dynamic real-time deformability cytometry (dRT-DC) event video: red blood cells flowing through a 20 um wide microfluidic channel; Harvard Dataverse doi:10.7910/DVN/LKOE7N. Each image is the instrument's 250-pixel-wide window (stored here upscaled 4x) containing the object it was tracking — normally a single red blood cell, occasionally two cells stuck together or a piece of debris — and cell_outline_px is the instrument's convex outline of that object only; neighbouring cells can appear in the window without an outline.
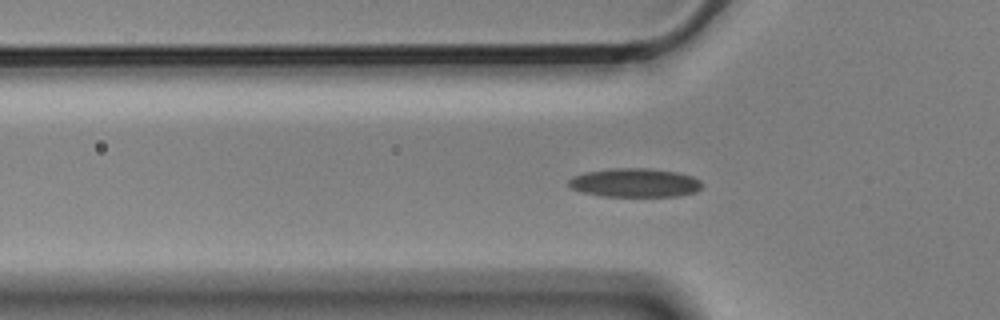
{"species": "Egyptian fruit bat (a non-hibernating species)", "species_latin": "Rousettus aegyptiacus", "temperature_condition": "cold", "stored_images_in_passage": 43, "camera_frame_rate_fps": 3000, "um_per_image_px": 0.085, "animal": {"sex": "male"}, "frame": {"image": 1, "passage_image": 14, "time_ms": 4.333, "image_size_px": [1000, 320], "cell_outline_px": [[704, 184], [696, 192], [676, 196], [604, 196], [584, 192], [572, 188], [568, 184], [568, 180], [572, 176], [584, 172], [612, 168], [648, 168], [676, 172], [692, 176], [700, 180]], "centroid_in_image_um": [53.97, 15.52], "position_along_channel_um": 71.8, "area_um2": 22.37}}
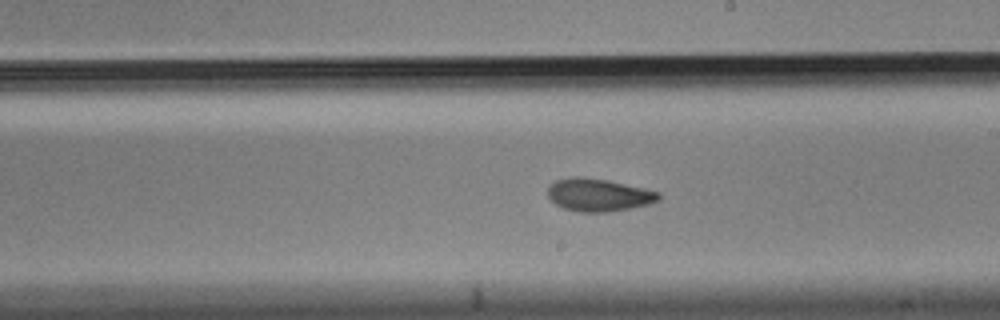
{"frame": {"image": 2, "passage_image": 28, "time_ms": 9.0, "image_size_px": [1000, 320], "cell_outline_px": [[660, 200], [648, 204], [608, 212], [580, 212], [564, 208], [556, 204], [548, 196], [548, 188], [556, 180], [572, 176], [580, 176], [608, 180], [644, 188], [660, 192]], "centroid_in_image_um": [50.88, 16.56], "position_along_channel_um": 238.1, "area_um2": 21.04}}
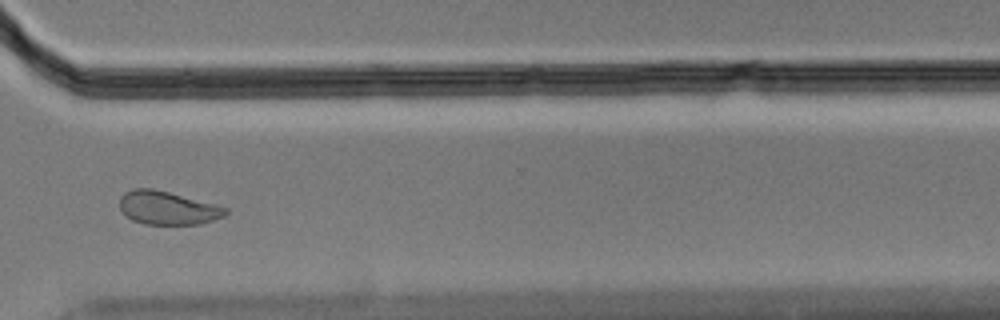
{"frame": {"image": 3, "passage_image": 38, "time_ms": 12.333, "image_size_px": [1000, 320], "cell_outline_px": [[228, 212], [224, 216], [200, 224], [144, 224], [132, 220], [120, 208], [120, 196], [124, 192], [132, 188], [152, 188], [168, 192], [228, 208]], "centroid_in_image_um": [14.22, 17.67], "position_along_channel_um": 356.4, "area_um2": 20.35}, "authors_computed_cell_mechanics": {"area_um2": 20.8658, "velocity_mm_per_s": 3.5489, "shape_relaxation_time_tau1_ms": 7.1868, "shape_relaxation_time_tau2_ms": 2.7215, "deformation_change_tau1": 0.1609, "deformation_change_tau2": 0.0786}}